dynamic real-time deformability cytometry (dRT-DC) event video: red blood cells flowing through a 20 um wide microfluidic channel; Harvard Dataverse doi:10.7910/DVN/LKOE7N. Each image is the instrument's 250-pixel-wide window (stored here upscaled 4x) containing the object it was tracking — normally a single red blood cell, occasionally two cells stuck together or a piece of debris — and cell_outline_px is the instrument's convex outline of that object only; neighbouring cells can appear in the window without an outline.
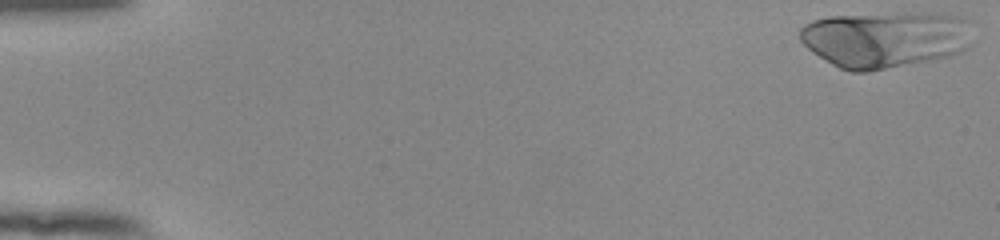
{"species": "human", "species_latin": "Homo sapiens", "temperature_condition": "room temperature", "stored_images_in_passage": 53, "camera_frame_rate_fps": 3000, "um_per_image_px": 0.085, "donor": {"sex": "female"}, "frame": {"image": 1, "passage_image": 1, "time_ms": 0.0, "image_size_px": [1000, 240], "cell_outline_px": [[968, 48], [960, 52], [936, 60], [868, 72], [852, 72], [840, 68], [832, 64], [812, 52], [800, 40], [800, 28], [804, 24], [812, 20], [828, 16], [904, 12], [936, 12], [960, 16], [968, 20]], "centroid_in_image_um": [75.24, 3.32], "position_along_channel_um": 9.8, "area_um2": 57.57}}
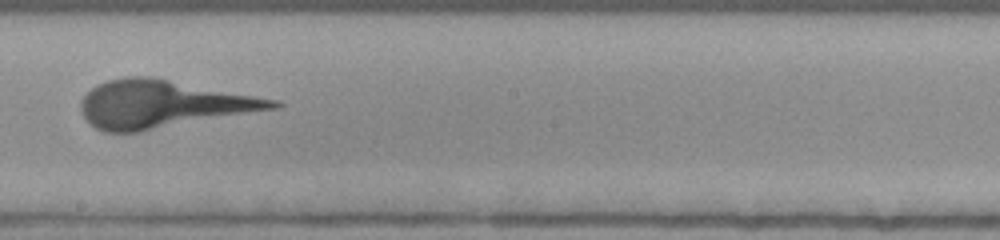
{"frame": {"image": 2, "passage_image": 31, "time_ms": 10.0, "image_size_px": [1000, 240], "cell_outline_px": [[284, 104], [280, 108], [140, 132], [104, 132], [88, 124], [80, 112], [80, 100], [92, 88], [108, 80], [128, 76], [152, 76], [280, 100]], "centroid_in_image_um": [13.86, 8.86], "position_along_channel_um": 234.3, "area_um2": 53.75}}
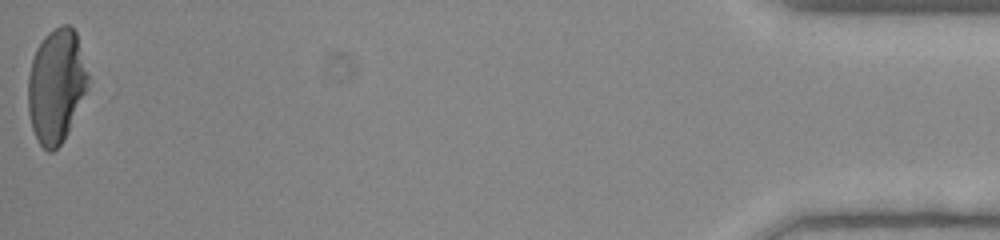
{"frame": {"image": 3, "passage_image": 53, "time_ms": 17.333, "image_size_px": [1000, 240], "cell_outline_px": [[88, 88], [68, 132], [64, 140], [52, 152], [48, 152], [40, 144], [32, 128], [28, 112], [28, 76], [32, 60], [36, 48], [44, 36], [48, 32], [60, 24], [68, 24], [76, 32], [88, 76]], "centroid_in_image_um": [4.77, 7.29], "position_along_channel_um": 430.4, "area_um2": 39.71}}